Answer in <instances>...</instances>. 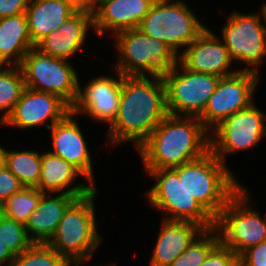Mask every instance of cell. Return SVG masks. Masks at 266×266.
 <instances>
[{"mask_svg":"<svg viewBox=\"0 0 266 266\" xmlns=\"http://www.w3.org/2000/svg\"><path fill=\"white\" fill-rule=\"evenodd\" d=\"M262 8L264 9L265 15H266V2H264V4L262 5Z\"/></svg>","mask_w":266,"mask_h":266,"instance_id":"f35d334b","label":"cell"},{"mask_svg":"<svg viewBox=\"0 0 266 266\" xmlns=\"http://www.w3.org/2000/svg\"><path fill=\"white\" fill-rule=\"evenodd\" d=\"M71 110L72 108L59 96L26 87L3 124L19 129L44 125L49 129L53 124L61 121ZM47 120L50 121L49 124H46Z\"/></svg>","mask_w":266,"mask_h":266,"instance_id":"5bb4252c","label":"cell"},{"mask_svg":"<svg viewBox=\"0 0 266 266\" xmlns=\"http://www.w3.org/2000/svg\"><path fill=\"white\" fill-rule=\"evenodd\" d=\"M25 88L24 77L19 66L0 65V113L3 111L0 114L1 124L9 117Z\"/></svg>","mask_w":266,"mask_h":266,"instance_id":"484cf974","label":"cell"},{"mask_svg":"<svg viewBox=\"0 0 266 266\" xmlns=\"http://www.w3.org/2000/svg\"><path fill=\"white\" fill-rule=\"evenodd\" d=\"M5 166L26 188H37L41 172V153L36 150L8 151L5 153Z\"/></svg>","mask_w":266,"mask_h":266,"instance_id":"d4e9b609","label":"cell"},{"mask_svg":"<svg viewBox=\"0 0 266 266\" xmlns=\"http://www.w3.org/2000/svg\"><path fill=\"white\" fill-rule=\"evenodd\" d=\"M74 117L76 114L71 110L61 121L49 128L53 145L50 152L74 166L83 175L84 181L94 184L90 150Z\"/></svg>","mask_w":266,"mask_h":266,"instance_id":"e0dca14e","label":"cell"},{"mask_svg":"<svg viewBox=\"0 0 266 266\" xmlns=\"http://www.w3.org/2000/svg\"><path fill=\"white\" fill-rule=\"evenodd\" d=\"M168 114L162 78L122 76L119 107L110 123L107 142L115 146L133 142L138 149Z\"/></svg>","mask_w":266,"mask_h":266,"instance_id":"6da1fadb","label":"cell"},{"mask_svg":"<svg viewBox=\"0 0 266 266\" xmlns=\"http://www.w3.org/2000/svg\"><path fill=\"white\" fill-rule=\"evenodd\" d=\"M239 266H266V241L244 251L239 256Z\"/></svg>","mask_w":266,"mask_h":266,"instance_id":"d6a6232c","label":"cell"},{"mask_svg":"<svg viewBox=\"0 0 266 266\" xmlns=\"http://www.w3.org/2000/svg\"><path fill=\"white\" fill-rule=\"evenodd\" d=\"M78 176L83 177L74 166L58 155L49 151L41 154V172L37 188L42 193L61 192V194L75 195L78 198L95 188L94 185H84L82 182L69 189V185H72ZM66 188L68 189L65 190Z\"/></svg>","mask_w":266,"mask_h":266,"instance_id":"7402d4cb","label":"cell"},{"mask_svg":"<svg viewBox=\"0 0 266 266\" xmlns=\"http://www.w3.org/2000/svg\"><path fill=\"white\" fill-rule=\"evenodd\" d=\"M11 266H71V264L49 244H32L14 256Z\"/></svg>","mask_w":266,"mask_h":266,"instance_id":"f1b7e54d","label":"cell"},{"mask_svg":"<svg viewBox=\"0 0 266 266\" xmlns=\"http://www.w3.org/2000/svg\"><path fill=\"white\" fill-rule=\"evenodd\" d=\"M188 193L215 219L243 187L231 170L209 150L202 157L172 168Z\"/></svg>","mask_w":266,"mask_h":266,"instance_id":"3957f363","label":"cell"},{"mask_svg":"<svg viewBox=\"0 0 266 266\" xmlns=\"http://www.w3.org/2000/svg\"><path fill=\"white\" fill-rule=\"evenodd\" d=\"M163 80L168 113L175 116L199 117L214 93L220 77L185 69L178 62Z\"/></svg>","mask_w":266,"mask_h":266,"instance_id":"8fae6325","label":"cell"},{"mask_svg":"<svg viewBox=\"0 0 266 266\" xmlns=\"http://www.w3.org/2000/svg\"><path fill=\"white\" fill-rule=\"evenodd\" d=\"M113 37L118 54L115 69L122 76L148 75L164 79L178 63V55L171 47L139 29L121 31Z\"/></svg>","mask_w":266,"mask_h":266,"instance_id":"5b68a950","label":"cell"},{"mask_svg":"<svg viewBox=\"0 0 266 266\" xmlns=\"http://www.w3.org/2000/svg\"><path fill=\"white\" fill-rule=\"evenodd\" d=\"M13 259L14 256L8 251L6 244L0 241V266H11Z\"/></svg>","mask_w":266,"mask_h":266,"instance_id":"e575fe53","label":"cell"},{"mask_svg":"<svg viewBox=\"0 0 266 266\" xmlns=\"http://www.w3.org/2000/svg\"><path fill=\"white\" fill-rule=\"evenodd\" d=\"M29 0H0V18L26 13Z\"/></svg>","mask_w":266,"mask_h":266,"instance_id":"836d02e7","label":"cell"},{"mask_svg":"<svg viewBox=\"0 0 266 266\" xmlns=\"http://www.w3.org/2000/svg\"><path fill=\"white\" fill-rule=\"evenodd\" d=\"M145 171L156 180L146 198L153 208L166 213L162 219L196 223L204 230L215 227V219L188 193L172 168Z\"/></svg>","mask_w":266,"mask_h":266,"instance_id":"52a82bcc","label":"cell"},{"mask_svg":"<svg viewBox=\"0 0 266 266\" xmlns=\"http://www.w3.org/2000/svg\"><path fill=\"white\" fill-rule=\"evenodd\" d=\"M34 47L26 13L0 18V65L19 66Z\"/></svg>","mask_w":266,"mask_h":266,"instance_id":"cb8c5ba5","label":"cell"},{"mask_svg":"<svg viewBox=\"0 0 266 266\" xmlns=\"http://www.w3.org/2000/svg\"><path fill=\"white\" fill-rule=\"evenodd\" d=\"M260 10L261 14L258 12L247 15L234 11L228 16L221 36L230 58L248 65L238 70L257 74V67L263 64L266 57V15L262 6Z\"/></svg>","mask_w":266,"mask_h":266,"instance_id":"30bf717a","label":"cell"},{"mask_svg":"<svg viewBox=\"0 0 266 266\" xmlns=\"http://www.w3.org/2000/svg\"><path fill=\"white\" fill-rule=\"evenodd\" d=\"M255 103L223 120L211 129L210 150L225 164V155L255 147L266 135V114Z\"/></svg>","mask_w":266,"mask_h":266,"instance_id":"7c38bea8","label":"cell"},{"mask_svg":"<svg viewBox=\"0 0 266 266\" xmlns=\"http://www.w3.org/2000/svg\"><path fill=\"white\" fill-rule=\"evenodd\" d=\"M48 195H42L37 208L31 213L25 225L32 244H49L52 241L64 212L77 198L75 195L61 193L52 198Z\"/></svg>","mask_w":266,"mask_h":266,"instance_id":"44dd1931","label":"cell"},{"mask_svg":"<svg viewBox=\"0 0 266 266\" xmlns=\"http://www.w3.org/2000/svg\"><path fill=\"white\" fill-rule=\"evenodd\" d=\"M27 88L59 96L71 108L79 94V79L71 62L31 48L19 65Z\"/></svg>","mask_w":266,"mask_h":266,"instance_id":"9c48e42d","label":"cell"},{"mask_svg":"<svg viewBox=\"0 0 266 266\" xmlns=\"http://www.w3.org/2000/svg\"><path fill=\"white\" fill-rule=\"evenodd\" d=\"M200 266H239V256L219 243Z\"/></svg>","mask_w":266,"mask_h":266,"instance_id":"4dcf8cb0","label":"cell"},{"mask_svg":"<svg viewBox=\"0 0 266 266\" xmlns=\"http://www.w3.org/2000/svg\"><path fill=\"white\" fill-rule=\"evenodd\" d=\"M155 0H103L92 9L93 27L97 35L138 29Z\"/></svg>","mask_w":266,"mask_h":266,"instance_id":"ac0fdd59","label":"cell"},{"mask_svg":"<svg viewBox=\"0 0 266 266\" xmlns=\"http://www.w3.org/2000/svg\"><path fill=\"white\" fill-rule=\"evenodd\" d=\"M247 191L242 187L215 218L220 243L238 256L266 241V219L249 206Z\"/></svg>","mask_w":266,"mask_h":266,"instance_id":"ba28073f","label":"cell"},{"mask_svg":"<svg viewBox=\"0 0 266 266\" xmlns=\"http://www.w3.org/2000/svg\"><path fill=\"white\" fill-rule=\"evenodd\" d=\"M103 0H90V10L96 7Z\"/></svg>","mask_w":266,"mask_h":266,"instance_id":"74e56055","label":"cell"},{"mask_svg":"<svg viewBox=\"0 0 266 266\" xmlns=\"http://www.w3.org/2000/svg\"><path fill=\"white\" fill-rule=\"evenodd\" d=\"M219 243L215 228L203 230L169 266H200Z\"/></svg>","mask_w":266,"mask_h":266,"instance_id":"83f0119b","label":"cell"},{"mask_svg":"<svg viewBox=\"0 0 266 266\" xmlns=\"http://www.w3.org/2000/svg\"><path fill=\"white\" fill-rule=\"evenodd\" d=\"M210 150V132L198 117L168 114L137 149L146 170L171 169Z\"/></svg>","mask_w":266,"mask_h":266,"instance_id":"7a4b0ae2","label":"cell"},{"mask_svg":"<svg viewBox=\"0 0 266 266\" xmlns=\"http://www.w3.org/2000/svg\"><path fill=\"white\" fill-rule=\"evenodd\" d=\"M74 1L80 8L90 10V0H74Z\"/></svg>","mask_w":266,"mask_h":266,"instance_id":"d590c367","label":"cell"},{"mask_svg":"<svg viewBox=\"0 0 266 266\" xmlns=\"http://www.w3.org/2000/svg\"><path fill=\"white\" fill-rule=\"evenodd\" d=\"M97 189L76 198L64 212L55 235L49 245L71 265H81L93 257L102 243L94 209Z\"/></svg>","mask_w":266,"mask_h":266,"instance_id":"277c9868","label":"cell"},{"mask_svg":"<svg viewBox=\"0 0 266 266\" xmlns=\"http://www.w3.org/2000/svg\"><path fill=\"white\" fill-rule=\"evenodd\" d=\"M155 0L138 29L145 35L166 43L179 55L207 27L184 1Z\"/></svg>","mask_w":266,"mask_h":266,"instance_id":"8992f818","label":"cell"},{"mask_svg":"<svg viewBox=\"0 0 266 266\" xmlns=\"http://www.w3.org/2000/svg\"><path fill=\"white\" fill-rule=\"evenodd\" d=\"M80 7L74 0H29L26 16L32 43L58 30Z\"/></svg>","mask_w":266,"mask_h":266,"instance_id":"ffe728a7","label":"cell"},{"mask_svg":"<svg viewBox=\"0 0 266 266\" xmlns=\"http://www.w3.org/2000/svg\"><path fill=\"white\" fill-rule=\"evenodd\" d=\"M206 28L189 46L178 55V62L194 72L224 77L236 73L230 69L233 60L222 39ZM223 42V43H222Z\"/></svg>","mask_w":266,"mask_h":266,"instance_id":"9a60e30c","label":"cell"},{"mask_svg":"<svg viewBox=\"0 0 266 266\" xmlns=\"http://www.w3.org/2000/svg\"><path fill=\"white\" fill-rule=\"evenodd\" d=\"M43 194L38 188L24 187L2 202L0 213L9 219L26 225L29 216L37 208Z\"/></svg>","mask_w":266,"mask_h":266,"instance_id":"4316f807","label":"cell"},{"mask_svg":"<svg viewBox=\"0 0 266 266\" xmlns=\"http://www.w3.org/2000/svg\"><path fill=\"white\" fill-rule=\"evenodd\" d=\"M0 241L6 244V248L13 256L19 255L32 245L25 225L9 219L2 213H0Z\"/></svg>","mask_w":266,"mask_h":266,"instance_id":"f546056e","label":"cell"},{"mask_svg":"<svg viewBox=\"0 0 266 266\" xmlns=\"http://www.w3.org/2000/svg\"><path fill=\"white\" fill-rule=\"evenodd\" d=\"M150 266H169L204 230L192 222L162 220Z\"/></svg>","mask_w":266,"mask_h":266,"instance_id":"603a6c76","label":"cell"},{"mask_svg":"<svg viewBox=\"0 0 266 266\" xmlns=\"http://www.w3.org/2000/svg\"><path fill=\"white\" fill-rule=\"evenodd\" d=\"M258 76L255 72L238 70L232 75L220 78L203 113L198 117L210 133L211 128L217 127L228 116L254 103V91L260 78Z\"/></svg>","mask_w":266,"mask_h":266,"instance_id":"4fadbf2b","label":"cell"},{"mask_svg":"<svg viewBox=\"0 0 266 266\" xmlns=\"http://www.w3.org/2000/svg\"><path fill=\"white\" fill-rule=\"evenodd\" d=\"M117 77L98 76L90 80L81 89L76 104L72 111L79 115L87 114L97 122L110 124L116 117L121 92L122 75L117 72Z\"/></svg>","mask_w":266,"mask_h":266,"instance_id":"2e32d148","label":"cell"},{"mask_svg":"<svg viewBox=\"0 0 266 266\" xmlns=\"http://www.w3.org/2000/svg\"><path fill=\"white\" fill-rule=\"evenodd\" d=\"M5 153L6 149L0 146V168L5 165Z\"/></svg>","mask_w":266,"mask_h":266,"instance_id":"8d00e7d4","label":"cell"},{"mask_svg":"<svg viewBox=\"0 0 266 266\" xmlns=\"http://www.w3.org/2000/svg\"><path fill=\"white\" fill-rule=\"evenodd\" d=\"M90 28H94L92 10L80 8L58 30L43 37L35 48L43 54L69 61L81 49Z\"/></svg>","mask_w":266,"mask_h":266,"instance_id":"d6986e66","label":"cell"},{"mask_svg":"<svg viewBox=\"0 0 266 266\" xmlns=\"http://www.w3.org/2000/svg\"><path fill=\"white\" fill-rule=\"evenodd\" d=\"M23 188L20 180L5 165L0 168V205Z\"/></svg>","mask_w":266,"mask_h":266,"instance_id":"1f68e13d","label":"cell"}]
</instances>
